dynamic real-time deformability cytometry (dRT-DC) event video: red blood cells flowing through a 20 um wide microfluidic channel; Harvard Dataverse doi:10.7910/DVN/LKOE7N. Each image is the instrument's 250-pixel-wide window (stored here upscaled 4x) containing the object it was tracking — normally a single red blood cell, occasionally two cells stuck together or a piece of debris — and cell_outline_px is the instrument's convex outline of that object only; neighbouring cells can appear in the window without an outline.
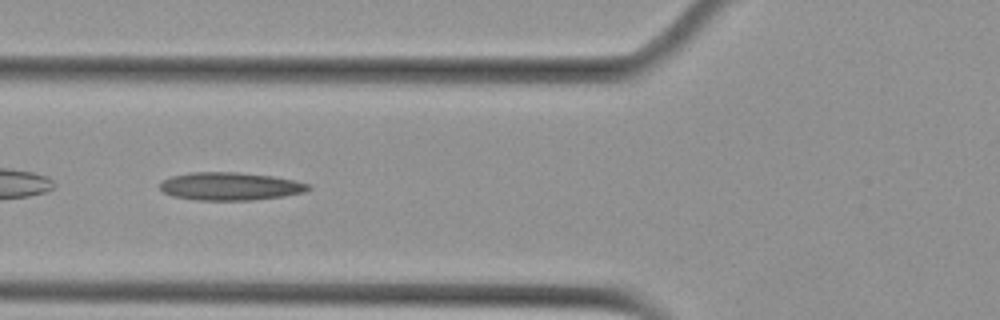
{"species": "Egyptian fruit bat (a non-hibernating species)", "species_latin": "Rousettus aegyptiacus", "temperature_condition": "cold", "stored_images_in_passage": 7, "camera_frame_rate_fps": 3000, "um_per_image_px": 0.085, "animal": {"sex": "female"}, "frame": {"image": 1, "passage_image": 5, "time_ms": 1.333, "image_size_px": [1000, 320], "cell_outline_px": [[312, 188], [304, 192], [284, 196], [252, 200], [196, 200], [172, 196], [164, 192], [160, 188], [160, 184], [164, 180], [172, 176], [192, 172], [236, 172], [272, 176], [296, 180], [312, 184]], "centroid_in_image_um": [19.61, 15.83], "position_along_channel_um": 106.2, "area_um2": 24.22}}
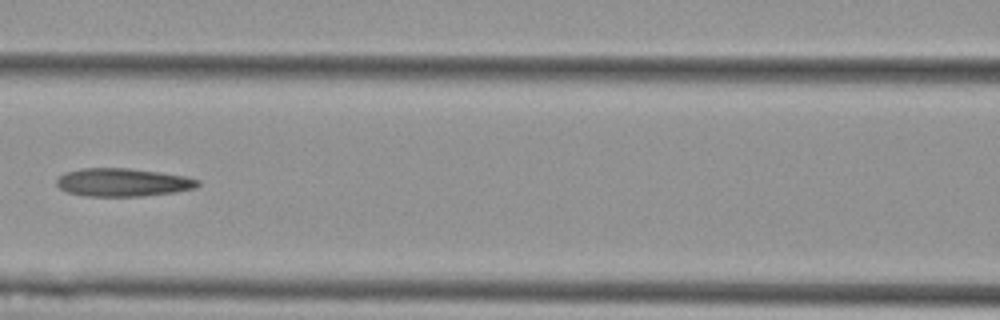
{"frame": {"image": 2, "passage_image": 6, "time_ms": 1.667, "image_size_px": [1000, 320], "cell_outline_px": [[200, 184], [196, 188], [176, 192], [140, 196], [88, 196], [68, 192], [60, 188], [56, 184], [56, 180], [64, 172], [80, 168], [128, 168], [160, 172], [184, 176], [200, 180]], "centroid_in_image_um": [10.45, 15.49], "position_along_channel_um": 156.2, "area_um2": 23.18}}
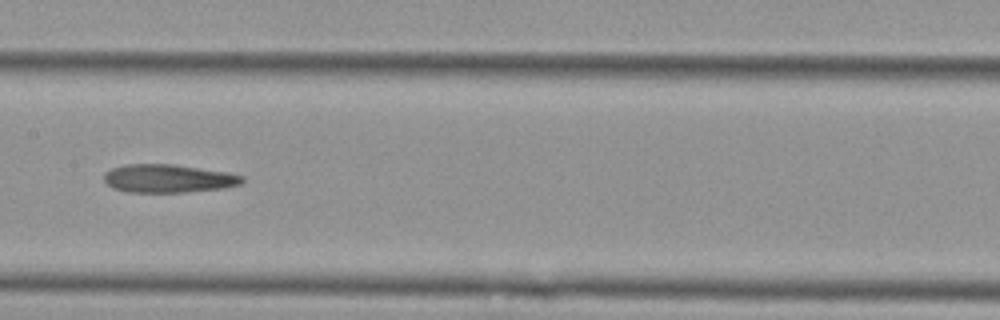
{"frame": {"image": 3, "passage_image": 7, "time_ms": 2.0, "image_size_px": [1000, 320], "cell_outline_px": [[244, 180], [240, 184], [228, 188], [184, 192], [128, 192], [112, 188], [104, 180], [104, 172], [112, 168], [124, 164], [176, 164], [228, 172], [244, 176]], "centroid_in_image_um": [14.32, 15.17], "position_along_channel_um": 193.1, "area_um2": 23.0}}